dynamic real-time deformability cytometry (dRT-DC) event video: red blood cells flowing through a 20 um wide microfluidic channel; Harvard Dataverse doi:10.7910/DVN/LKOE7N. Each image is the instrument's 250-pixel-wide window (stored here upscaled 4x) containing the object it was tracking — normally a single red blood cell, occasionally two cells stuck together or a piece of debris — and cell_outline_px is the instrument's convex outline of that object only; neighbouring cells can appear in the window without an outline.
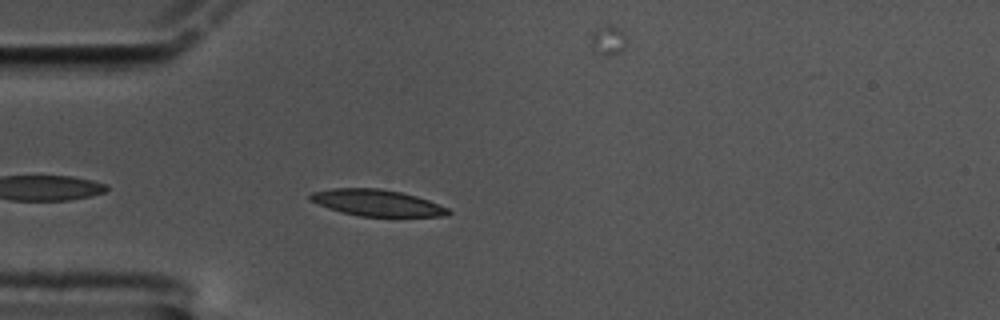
{"species": "common noctule bat (a hibernating species)", "species_latin": "Nyctalus noctula", "temperature_condition": "cold", "stored_images_in_passage": 27, "camera_frame_rate_fps": 3000, "um_per_image_px": 0.085, "animal": {"sex": "male", "body_mass_g": 17.5, "forearm_length_mm": 52.3}, "frame": {"image": 1, "passage_image": 4, "time_ms": 1.0, "image_size_px": [1000, 320], "cell_outline_px": [[452, 212], [448, 216], [360, 216], [328, 208], [308, 200], [308, 196], [312, 192], [332, 188], [376, 188], [400, 192], [416, 196], [428, 200], [448, 208]], "centroid_in_image_um": [32.03, 17.23], "position_along_channel_um": 53.0, "area_um2": 21.1}}
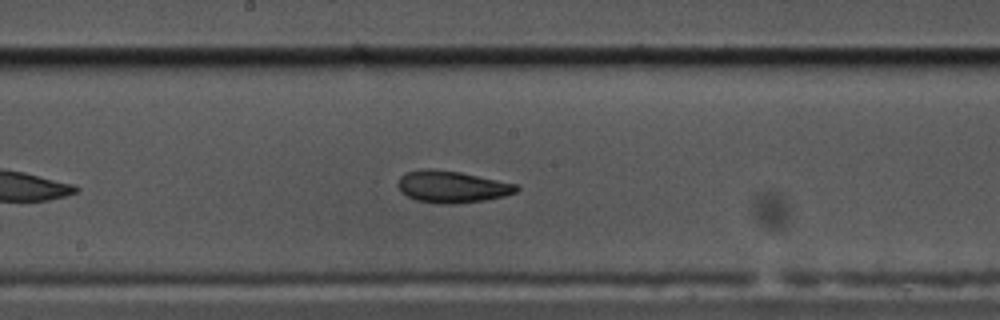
{"frame": {"image": 2, "passage_image": 19, "time_ms": 6.0, "image_size_px": [1000, 320], "cell_outline_px": [[520, 188], [516, 192], [504, 196], [484, 200], [452, 204], [440, 204], [416, 200], [400, 192], [396, 184], [400, 176], [408, 172], [424, 168], [432, 168], [460, 172], [516, 184]], "centroid_in_image_um": [38.37, 15.87], "position_along_channel_um": 209.8, "area_um2": 22.02}}
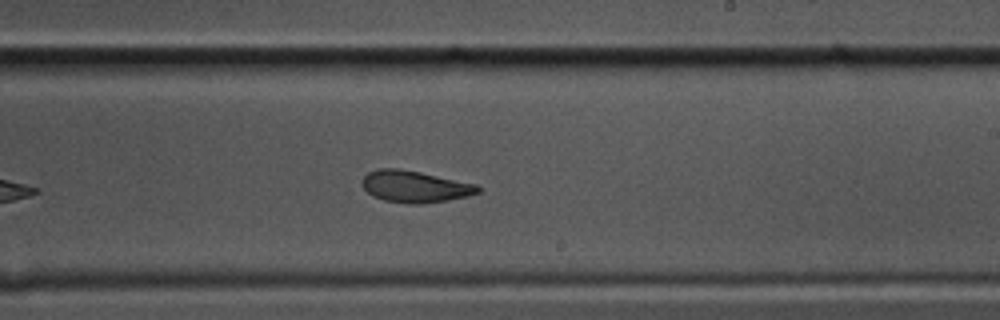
{"frame": {"image": 3, "passage_image": 23, "time_ms": 7.333, "image_size_px": [1000, 320], "cell_outline_px": [[480, 192], [468, 196], [448, 200], [420, 204], [408, 204], [384, 200], [372, 196], [364, 188], [360, 180], [368, 172], [376, 168], [400, 168], [420, 172], [476, 184], [480, 188]], "centroid_in_image_um": [35.23, 15.85], "position_along_channel_um": 253.8, "area_um2": 21.5}}